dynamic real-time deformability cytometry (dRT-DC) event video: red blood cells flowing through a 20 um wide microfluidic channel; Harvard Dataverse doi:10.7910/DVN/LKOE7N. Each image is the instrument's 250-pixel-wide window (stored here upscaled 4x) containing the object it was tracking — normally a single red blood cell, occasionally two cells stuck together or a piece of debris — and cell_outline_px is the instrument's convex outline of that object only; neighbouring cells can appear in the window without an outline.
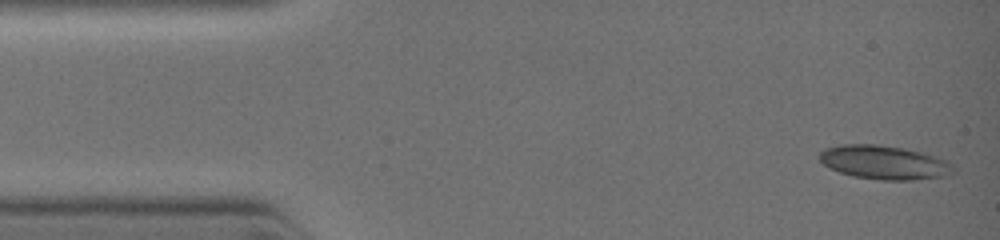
{"species": "common noctule bat (a hibernating species)", "species_latin": "Nyctalus noctula", "temperature_condition": "warm", "stored_images_in_passage": 34, "camera_frame_rate_fps": 3000, "um_per_image_px": 0.085, "animal": {"sex": "female", "body_mass_g": 19.0, "forearm_length_mm": 51.5}, "frame": {"image": 1, "passage_image": 1, "time_ms": 0.0, "image_size_px": [1000, 240], "cell_outline_px": [[956, 172], [948, 176], [912, 180], [880, 180], [852, 176], [828, 168], [820, 160], [820, 152], [824, 148], [840, 144], [876, 144], [904, 148], [936, 156], [952, 164], [956, 168]], "centroid_in_image_um": [75.17, 13.81], "position_along_channel_um": 9.8, "area_um2": 26.65}}
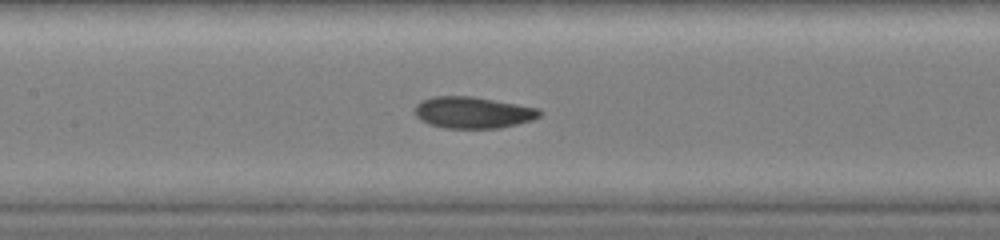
{"frame": {"image": 2, "passage_image": 15, "time_ms": 4.667, "image_size_px": [1000, 240], "cell_outline_px": [[540, 116], [532, 120], [500, 128], [444, 128], [428, 124], [420, 120], [416, 116], [416, 104], [432, 96], [472, 96], [540, 108]], "centroid_in_image_um": [40.2, 9.56], "position_along_channel_um": 167.2, "area_um2": 22.89}}
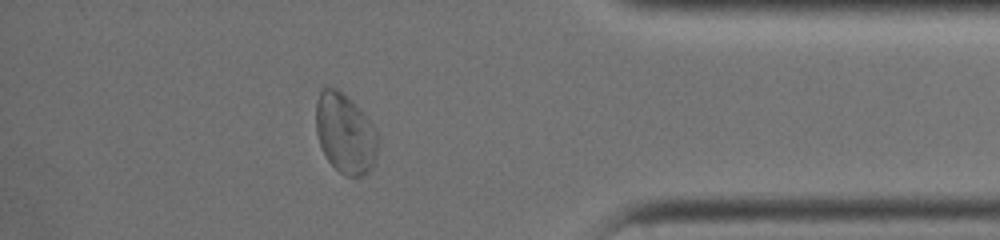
{"frame": {"image": 3, "passage_image": 28, "time_ms": 9.333, "image_size_px": [1000, 240], "cell_outline_px": [[380, 140], [376, 156], [372, 168], [364, 176], [344, 176], [328, 160], [320, 144], [316, 132], [316, 104], [320, 92], [324, 88], [336, 88], [376, 128], [380, 136]], "centroid_in_image_um": [29.36, 11.41], "position_along_channel_um": 405.8, "area_um2": 28.44}}